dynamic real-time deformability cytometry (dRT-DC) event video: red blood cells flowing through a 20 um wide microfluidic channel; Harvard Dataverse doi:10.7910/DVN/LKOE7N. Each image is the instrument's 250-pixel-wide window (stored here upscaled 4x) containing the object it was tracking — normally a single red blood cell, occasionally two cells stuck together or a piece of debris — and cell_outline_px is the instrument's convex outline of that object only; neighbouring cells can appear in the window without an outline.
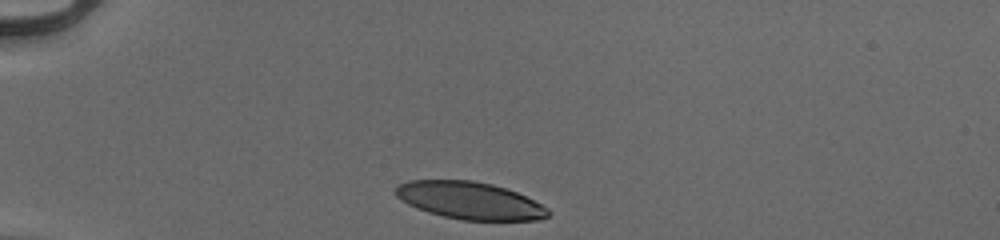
{"species": "human", "species_latin": "Homo sapiens", "temperature_condition": "cold", "stored_images_in_passage": 32, "camera_frame_rate_fps": 3000, "um_per_image_px": 0.085, "donor": {"sex": "male"}, "frame": {"image": 1, "passage_image": 1, "time_ms": 0.0, "image_size_px": [1000, 240], "cell_outline_px": [[552, 212], [548, 216], [540, 220], [460, 220], [428, 212], [416, 208], [408, 204], [396, 196], [396, 184], [408, 180], [472, 180], [492, 184], [516, 192], [548, 208]], "centroid_in_image_um": [39.91, 17.04], "position_along_channel_um": 45.1, "area_um2": 33.12}}
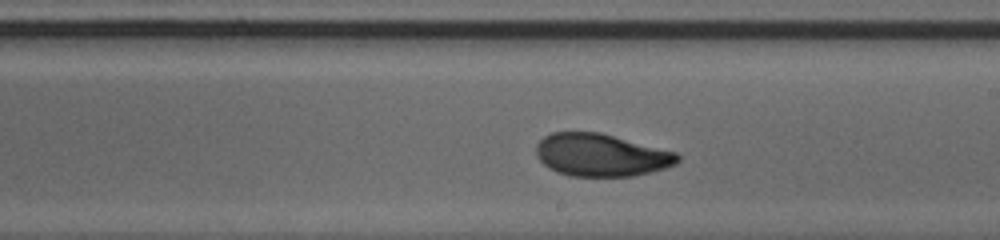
{"frame": {"image": 2, "passage_image": 19, "time_ms": 6.0, "image_size_px": [1000, 240], "cell_outline_px": [[680, 160], [676, 164], [664, 168], [636, 176], [572, 176], [556, 172], [548, 168], [536, 156], [536, 144], [544, 136], [552, 132], [600, 132], [676, 152], [680, 156]], "centroid_in_image_um": [51.08, 13.18], "position_along_channel_um": 237.9, "area_um2": 35.2}}
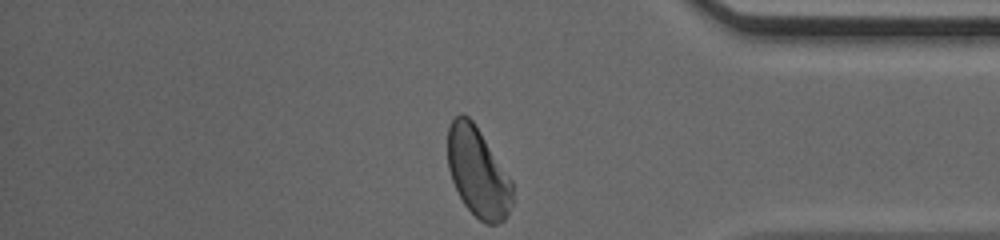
{"frame": {"image": 3, "passage_image": 32, "time_ms": 10.333, "image_size_px": [1000, 240], "cell_outline_px": [[512, 204], [504, 220], [496, 224], [488, 224], [480, 220], [464, 204], [452, 180], [448, 168], [448, 128], [452, 120], [460, 112], [468, 116], [472, 120], [512, 180]], "centroid_in_image_um": [40.62, 14.64], "position_along_channel_um": 394.6, "area_um2": 33.41}, "authors_computed_cell_mechanics": {"area_um2": 35.2002, "velocity_mm_per_s": 3.934, "shape_relaxation_time_tau1_ms": 3.916, "shape_relaxation_time_tau2_ms": 1.0554, "deformation_change_tau1": 0.1633, "deformation_change_tau2": 0.0615}}